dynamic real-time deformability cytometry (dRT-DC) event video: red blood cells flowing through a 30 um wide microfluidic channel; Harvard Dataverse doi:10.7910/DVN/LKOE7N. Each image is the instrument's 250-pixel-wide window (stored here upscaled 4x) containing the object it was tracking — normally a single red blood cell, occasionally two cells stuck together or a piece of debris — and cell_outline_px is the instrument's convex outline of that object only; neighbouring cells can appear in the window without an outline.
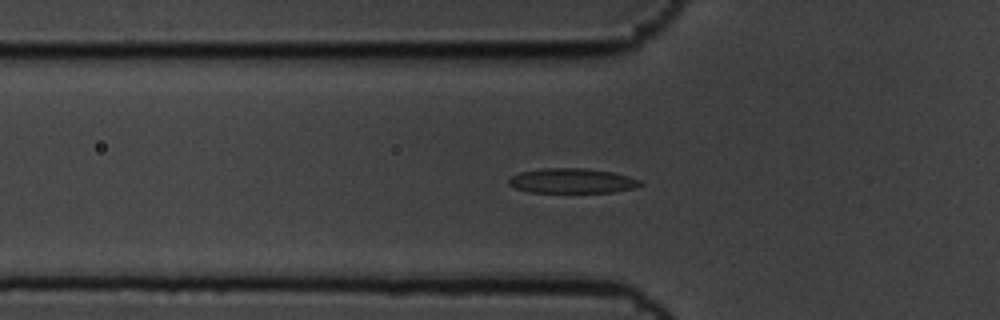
{"species": "common noctule bat (a hibernating species)", "species_latin": "Nyctalus noctula", "temperature_condition": "cold", "stored_images_in_passage": 41, "camera_frame_rate_fps": 3000, "um_per_image_px": 0.085, "animal": {"sex": "male", "body_mass_g": 19.5, "forearm_length_mm": 54.6}, "frame": {"image": 1, "passage_image": 2, "time_ms": 0.333, "image_size_px": [1000, 320], "cell_outline_px": [[644, 184], [632, 188], [612, 192], [528, 192], [516, 188], [508, 184], [508, 180], [512, 176], [520, 172], [540, 168], [588, 168], [612, 172], [628, 176], [640, 180]], "centroid_in_image_um": [48.61, 15.36], "position_along_channel_um": 77.2, "area_um2": 19.02}}
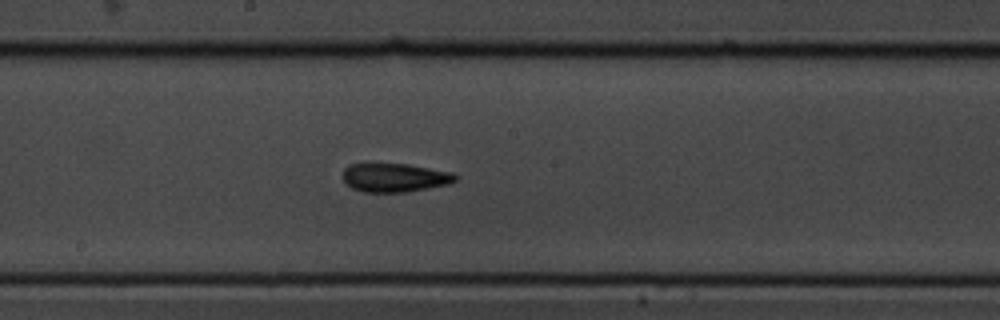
{"frame": {"image": 2, "passage_image": 14, "time_ms": 4.333, "image_size_px": [1000, 320], "cell_outline_px": [[456, 180], [448, 184], [408, 192], [364, 192], [352, 188], [344, 180], [344, 168], [348, 164], [364, 160], [372, 160], [408, 164], [452, 172], [456, 176]], "centroid_in_image_um": [33.47, 15.03], "position_along_channel_um": 214.7, "area_um2": 19.65}}
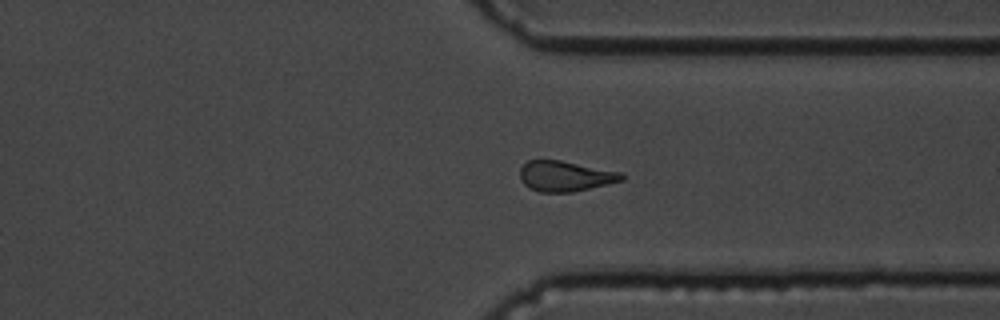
{"frame": {"image": 3, "passage_image": 27, "time_ms": 8.667, "image_size_px": [1000, 320], "cell_outline_px": [[624, 180], [572, 192], [540, 192], [524, 184], [520, 180], [520, 168], [528, 160], [560, 160], [624, 172]], "centroid_in_image_um": [48.07, 14.96], "position_along_channel_um": 363.3, "area_um2": 18.03}, "authors_computed_cell_mechanics": {"area_um2": 18.785, "velocity_mm_per_s": 3.4323, "shape_relaxation_time_tau1_ms": 4.0068, "shape_relaxation_time_tau2_ms": 4.6995, "deformation_change_tau1": 0.1238, "deformation_change_tau2": 0.1009}}